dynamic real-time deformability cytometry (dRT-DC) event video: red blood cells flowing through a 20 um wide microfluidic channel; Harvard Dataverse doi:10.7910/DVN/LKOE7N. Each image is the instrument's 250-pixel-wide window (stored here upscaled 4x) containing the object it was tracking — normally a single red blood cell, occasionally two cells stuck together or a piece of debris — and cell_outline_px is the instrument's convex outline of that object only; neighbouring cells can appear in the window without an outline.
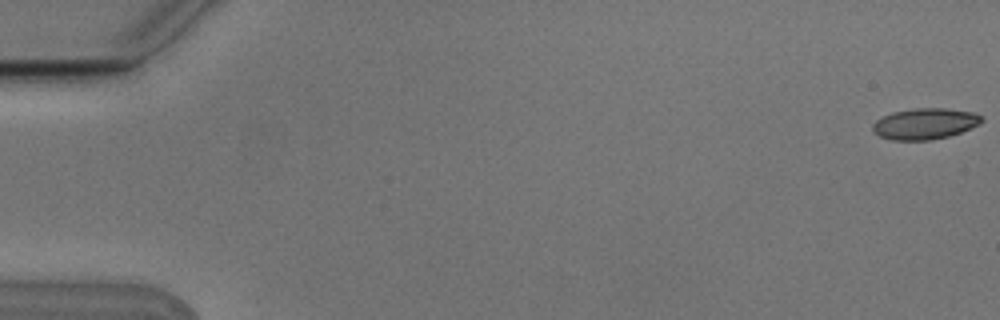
{"species": "Egyptian fruit bat (a non-hibernating species)", "species_latin": "Rousettus aegyptiacus", "temperature_condition": "cold", "stored_images_in_passage": 7, "camera_frame_rate_fps": 3000, "um_per_image_px": 0.085, "animal": {"sex": "male"}, "frame": {"image": 1, "passage_image": 1, "time_ms": 0.0, "image_size_px": [1000, 320], "cell_outline_px": [[984, 120], [980, 124], [960, 132], [948, 136], [932, 140], [892, 140], [880, 136], [872, 132], [872, 124], [876, 120], [892, 112], [916, 108], [944, 108], [972, 112], [984, 116]], "centroid_in_image_um": [78.62, 10.52], "position_along_channel_um": 6.4, "area_um2": 19.77}}
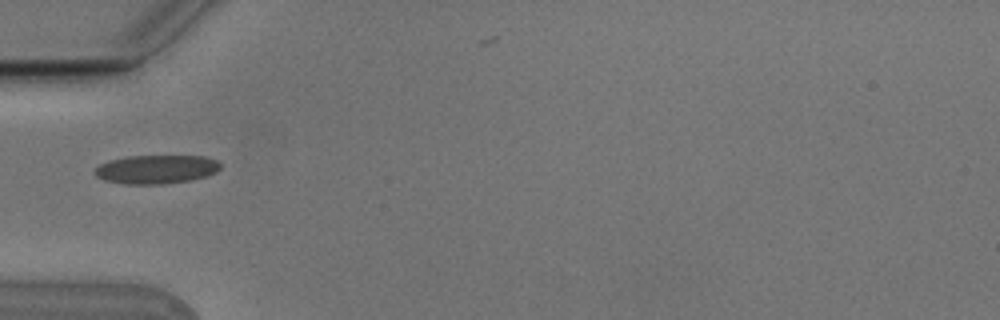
{"frame": {"image": 2, "passage_image": 6, "time_ms": 1.667, "image_size_px": [1000, 320], "cell_outline_px": [[220, 168], [216, 172], [208, 176], [192, 180], [164, 184], [124, 184], [104, 180], [96, 176], [92, 172], [100, 164], [108, 160], [128, 156], [204, 156], [216, 160], [220, 164]], "centroid_in_image_um": [13.27, 14.39], "position_along_channel_um": 71.7, "area_um2": 21.21}}